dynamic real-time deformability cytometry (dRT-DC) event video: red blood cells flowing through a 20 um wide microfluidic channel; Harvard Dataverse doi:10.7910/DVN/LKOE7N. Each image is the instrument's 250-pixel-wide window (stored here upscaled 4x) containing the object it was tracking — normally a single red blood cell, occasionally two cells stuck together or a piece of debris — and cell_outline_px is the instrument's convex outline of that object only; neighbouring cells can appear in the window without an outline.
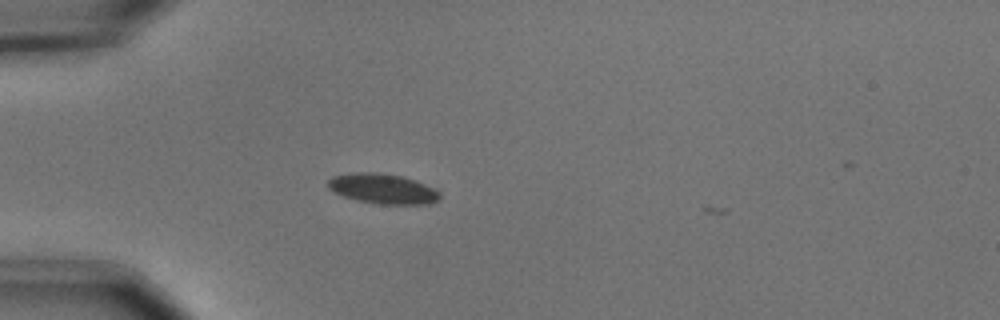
{"species": "common noctule bat (a hibernating species)", "species_latin": "Nyctalus noctula", "temperature_condition": "cold", "stored_images_in_passage": 3, "camera_frame_rate_fps": 3000, "um_per_image_px": 0.085, "animal": {"sex": "male", "body_mass_g": 15.6}, "frame": {"image": 1, "passage_image": 1, "time_ms": 0.0, "image_size_px": [1000, 320], "cell_outline_px": [[440, 200], [428, 204], [380, 204], [356, 200], [344, 196], [328, 188], [328, 180], [332, 176], [352, 172], [376, 172], [400, 176], [416, 180], [436, 188], [440, 192]], "centroid_in_image_um": [32.57, 16.04], "position_along_channel_um": 52.4, "area_um2": 19.71}}